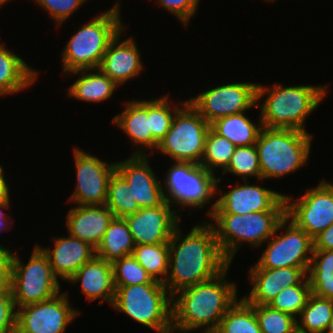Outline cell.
Here are the masks:
<instances>
[{
  "mask_svg": "<svg viewBox=\"0 0 333 333\" xmlns=\"http://www.w3.org/2000/svg\"><path fill=\"white\" fill-rule=\"evenodd\" d=\"M76 188L68 201L76 205H105L108 195V183L116 171L115 162L110 164L74 147Z\"/></svg>",
  "mask_w": 333,
  "mask_h": 333,
  "instance_id": "15",
  "label": "cell"
},
{
  "mask_svg": "<svg viewBox=\"0 0 333 333\" xmlns=\"http://www.w3.org/2000/svg\"><path fill=\"white\" fill-rule=\"evenodd\" d=\"M120 12V4L117 2L71 36L61 56L64 75L99 67L111 41L126 28L122 25Z\"/></svg>",
  "mask_w": 333,
  "mask_h": 333,
  "instance_id": "4",
  "label": "cell"
},
{
  "mask_svg": "<svg viewBox=\"0 0 333 333\" xmlns=\"http://www.w3.org/2000/svg\"><path fill=\"white\" fill-rule=\"evenodd\" d=\"M9 274H0V291L8 284Z\"/></svg>",
  "mask_w": 333,
  "mask_h": 333,
  "instance_id": "47",
  "label": "cell"
},
{
  "mask_svg": "<svg viewBox=\"0 0 333 333\" xmlns=\"http://www.w3.org/2000/svg\"><path fill=\"white\" fill-rule=\"evenodd\" d=\"M115 167L128 183L140 208L159 207L166 201L161 182L152 171L147 155H131L115 162Z\"/></svg>",
  "mask_w": 333,
  "mask_h": 333,
  "instance_id": "18",
  "label": "cell"
},
{
  "mask_svg": "<svg viewBox=\"0 0 333 333\" xmlns=\"http://www.w3.org/2000/svg\"><path fill=\"white\" fill-rule=\"evenodd\" d=\"M87 0H34L37 5L46 10L50 17L57 23L63 24Z\"/></svg>",
  "mask_w": 333,
  "mask_h": 333,
  "instance_id": "40",
  "label": "cell"
},
{
  "mask_svg": "<svg viewBox=\"0 0 333 333\" xmlns=\"http://www.w3.org/2000/svg\"><path fill=\"white\" fill-rule=\"evenodd\" d=\"M89 71V72H88ZM93 71V72H91ZM96 72V73H95ZM81 74L68 89L70 97L86 102H101L109 99L119 87L107 75L103 74L98 68L76 70L66 75Z\"/></svg>",
  "mask_w": 333,
  "mask_h": 333,
  "instance_id": "26",
  "label": "cell"
},
{
  "mask_svg": "<svg viewBox=\"0 0 333 333\" xmlns=\"http://www.w3.org/2000/svg\"><path fill=\"white\" fill-rule=\"evenodd\" d=\"M311 294L309 280L306 276L299 284L284 288L268 305L297 319Z\"/></svg>",
  "mask_w": 333,
  "mask_h": 333,
  "instance_id": "36",
  "label": "cell"
},
{
  "mask_svg": "<svg viewBox=\"0 0 333 333\" xmlns=\"http://www.w3.org/2000/svg\"><path fill=\"white\" fill-rule=\"evenodd\" d=\"M187 101L188 100H184L183 102L178 101V104L176 103L172 106L171 100L170 98H168V95H163V97L148 100V117H150V130L152 132V137L158 143L169 131L176 112L181 108L180 106H183Z\"/></svg>",
  "mask_w": 333,
  "mask_h": 333,
  "instance_id": "35",
  "label": "cell"
},
{
  "mask_svg": "<svg viewBox=\"0 0 333 333\" xmlns=\"http://www.w3.org/2000/svg\"><path fill=\"white\" fill-rule=\"evenodd\" d=\"M283 228L286 231L282 235H278L279 230H283ZM268 240L270 241L260 259L252 268L275 269L310 266L314 251L313 239L287 216L280 221L274 234Z\"/></svg>",
  "mask_w": 333,
  "mask_h": 333,
  "instance_id": "11",
  "label": "cell"
},
{
  "mask_svg": "<svg viewBox=\"0 0 333 333\" xmlns=\"http://www.w3.org/2000/svg\"><path fill=\"white\" fill-rule=\"evenodd\" d=\"M312 294L333 300V250H314L307 271Z\"/></svg>",
  "mask_w": 333,
  "mask_h": 333,
  "instance_id": "29",
  "label": "cell"
},
{
  "mask_svg": "<svg viewBox=\"0 0 333 333\" xmlns=\"http://www.w3.org/2000/svg\"><path fill=\"white\" fill-rule=\"evenodd\" d=\"M114 217L125 218L140 209L128 183L115 171L108 183V195L105 204Z\"/></svg>",
  "mask_w": 333,
  "mask_h": 333,
  "instance_id": "33",
  "label": "cell"
},
{
  "mask_svg": "<svg viewBox=\"0 0 333 333\" xmlns=\"http://www.w3.org/2000/svg\"><path fill=\"white\" fill-rule=\"evenodd\" d=\"M311 140L309 132L262 127L255 143L261 180L279 179L300 170L309 160Z\"/></svg>",
  "mask_w": 333,
  "mask_h": 333,
  "instance_id": "5",
  "label": "cell"
},
{
  "mask_svg": "<svg viewBox=\"0 0 333 333\" xmlns=\"http://www.w3.org/2000/svg\"><path fill=\"white\" fill-rule=\"evenodd\" d=\"M4 169L2 165H0V202L3 200L8 199L10 196V189H9V184L6 182L7 180L5 179L4 175ZM8 184V185H7Z\"/></svg>",
  "mask_w": 333,
  "mask_h": 333,
  "instance_id": "46",
  "label": "cell"
},
{
  "mask_svg": "<svg viewBox=\"0 0 333 333\" xmlns=\"http://www.w3.org/2000/svg\"><path fill=\"white\" fill-rule=\"evenodd\" d=\"M229 264L216 277L185 287L172 295V329L181 333H214L237 301V285L226 280Z\"/></svg>",
  "mask_w": 333,
  "mask_h": 333,
  "instance_id": "2",
  "label": "cell"
},
{
  "mask_svg": "<svg viewBox=\"0 0 333 333\" xmlns=\"http://www.w3.org/2000/svg\"><path fill=\"white\" fill-rule=\"evenodd\" d=\"M80 280L81 291L89 301L100 298L99 306L102 301H106L112 306L115 296L112 263L95 255L81 266L68 282L77 283Z\"/></svg>",
  "mask_w": 333,
  "mask_h": 333,
  "instance_id": "23",
  "label": "cell"
},
{
  "mask_svg": "<svg viewBox=\"0 0 333 333\" xmlns=\"http://www.w3.org/2000/svg\"><path fill=\"white\" fill-rule=\"evenodd\" d=\"M112 268L114 286L160 283L153 280L132 255L114 261Z\"/></svg>",
  "mask_w": 333,
  "mask_h": 333,
  "instance_id": "39",
  "label": "cell"
},
{
  "mask_svg": "<svg viewBox=\"0 0 333 333\" xmlns=\"http://www.w3.org/2000/svg\"><path fill=\"white\" fill-rule=\"evenodd\" d=\"M179 228L169 240L170 272L164 285L171 295L216 277L230 264L219 249L209 221L194 225L185 237Z\"/></svg>",
  "mask_w": 333,
  "mask_h": 333,
  "instance_id": "1",
  "label": "cell"
},
{
  "mask_svg": "<svg viewBox=\"0 0 333 333\" xmlns=\"http://www.w3.org/2000/svg\"><path fill=\"white\" fill-rule=\"evenodd\" d=\"M209 129L210 124L187 101L176 112L169 131L156 151L171 157L174 162L200 164Z\"/></svg>",
  "mask_w": 333,
  "mask_h": 333,
  "instance_id": "10",
  "label": "cell"
},
{
  "mask_svg": "<svg viewBox=\"0 0 333 333\" xmlns=\"http://www.w3.org/2000/svg\"><path fill=\"white\" fill-rule=\"evenodd\" d=\"M53 248L38 245L46 254L55 276L69 279L96 255V249L89 243L68 234L67 237H54Z\"/></svg>",
  "mask_w": 333,
  "mask_h": 333,
  "instance_id": "21",
  "label": "cell"
},
{
  "mask_svg": "<svg viewBox=\"0 0 333 333\" xmlns=\"http://www.w3.org/2000/svg\"><path fill=\"white\" fill-rule=\"evenodd\" d=\"M332 316L333 300L311 294L300 317H297V332L326 333Z\"/></svg>",
  "mask_w": 333,
  "mask_h": 333,
  "instance_id": "30",
  "label": "cell"
},
{
  "mask_svg": "<svg viewBox=\"0 0 333 333\" xmlns=\"http://www.w3.org/2000/svg\"><path fill=\"white\" fill-rule=\"evenodd\" d=\"M221 178L206 170L200 164L174 162L168 169L162 188L165 200L172 206L202 209L218 194ZM166 190V191H165ZM167 193V194H166Z\"/></svg>",
  "mask_w": 333,
  "mask_h": 333,
  "instance_id": "9",
  "label": "cell"
},
{
  "mask_svg": "<svg viewBox=\"0 0 333 333\" xmlns=\"http://www.w3.org/2000/svg\"><path fill=\"white\" fill-rule=\"evenodd\" d=\"M326 333H333V316Z\"/></svg>",
  "mask_w": 333,
  "mask_h": 333,
  "instance_id": "48",
  "label": "cell"
},
{
  "mask_svg": "<svg viewBox=\"0 0 333 333\" xmlns=\"http://www.w3.org/2000/svg\"><path fill=\"white\" fill-rule=\"evenodd\" d=\"M9 2L8 0H0V8L2 5H4L5 3Z\"/></svg>",
  "mask_w": 333,
  "mask_h": 333,
  "instance_id": "49",
  "label": "cell"
},
{
  "mask_svg": "<svg viewBox=\"0 0 333 333\" xmlns=\"http://www.w3.org/2000/svg\"><path fill=\"white\" fill-rule=\"evenodd\" d=\"M171 207L172 205L165 201L159 207L140 208L124 218L135 245L169 243L182 216L176 215L180 208L173 210Z\"/></svg>",
  "mask_w": 333,
  "mask_h": 333,
  "instance_id": "17",
  "label": "cell"
},
{
  "mask_svg": "<svg viewBox=\"0 0 333 333\" xmlns=\"http://www.w3.org/2000/svg\"><path fill=\"white\" fill-rule=\"evenodd\" d=\"M113 123L129 137L136 147L132 155H147V150L155 151L158 142L152 137L150 117H148V100H134L125 103V110L113 118ZM148 148L145 149L144 148ZM144 150V151H143Z\"/></svg>",
  "mask_w": 333,
  "mask_h": 333,
  "instance_id": "24",
  "label": "cell"
},
{
  "mask_svg": "<svg viewBox=\"0 0 333 333\" xmlns=\"http://www.w3.org/2000/svg\"><path fill=\"white\" fill-rule=\"evenodd\" d=\"M132 256L153 280L165 283L169 272V243L136 245Z\"/></svg>",
  "mask_w": 333,
  "mask_h": 333,
  "instance_id": "31",
  "label": "cell"
},
{
  "mask_svg": "<svg viewBox=\"0 0 333 333\" xmlns=\"http://www.w3.org/2000/svg\"><path fill=\"white\" fill-rule=\"evenodd\" d=\"M71 308L68 293L16 309L15 333H64L66 327L79 315Z\"/></svg>",
  "mask_w": 333,
  "mask_h": 333,
  "instance_id": "14",
  "label": "cell"
},
{
  "mask_svg": "<svg viewBox=\"0 0 333 333\" xmlns=\"http://www.w3.org/2000/svg\"><path fill=\"white\" fill-rule=\"evenodd\" d=\"M12 250L0 244V274H9Z\"/></svg>",
  "mask_w": 333,
  "mask_h": 333,
  "instance_id": "44",
  "label": "cell"
},
{
  "mask_svg": "<svg viewBox=\"0 0 333 333\" xmlns=\"http://www.w3.org/2000/svg\"><path fill=\"white\" fill-rule=\"evenodd\" d=\"M226 172L235 174L237 177L241 176L243 180L255 176L261 181L260 163L255 145L235 147L231 161L222 171V175Z\"/></svg>",
  "mask_w": 333,
  "mask_h": 333,
  "instance_id": "38",
  "label": "cell"
},
{
  "mask_svg": "<svg viewBox=\"0 0 333 333\" xmlns=\"http://www.w3.org/2000/svg\"><path fill=\"white\" fill-rule=\"evenodd\" d=\"M314 250H333V223L314 239Z\"/></svg>",
  "mask_w": 333,
  "mask_h": 333,
  "instance_id": "43",
  "label": "cell"
},
{
  "mask_svg": "<svg viewBox=\"0 0 333 333\" xmlns=\"http://www.w3.org/2000/svg\"><path fill=\"white\" fill-rule=\"evenodd\" d=\"M113 308L158 333H172V295L163 283L114 286Z\"/></svg>",
  "mask_w": 333,
  "mask_h": 333,
  "instance_id": "7",
  "label": "cell"
},
{
  "mask_svg": "<svg viewBox=\"0 0 333 333\" xmlns=\"http://www.w3.org/2000/svg\"><path fill=\"white\" fill-rule=\"evenodd\" d=\"M20 57L0 43V97L16 94L37 81L36 69Z\"/></svg>",
  "mask_w": 333,
  "mask_h": 333,
  "instance_id": "25",
  "label": "cell"
},
{
  "mask_svg": "<svg viewBox=\"0 0 333 333\" xmlns=\"http://www.w3.org/2000/svg\"><path fill=\"white\" fill-rule=\"evenodd\" d=\"M165 10L171 12L185 26L196 13L200 0H156Z\"/></svg>",
  "mask_w": 333,
  "mask_h": 333,
  "instance_id": "42",
  "label": "cell"
},
{
  "mask_svg": "<svg viewBox=\"0 0 333 333\" xmlns=\"http://www.w3.org/2000/svg\"><path fill=\"white\" fill-rule=\"evenodd\" d=\"M210 127L220 136L227 138L236 147L255 145L262 129L259 119L256 125L252 123L245 112L218 118Z\"/></svg>",
  "mask_w": 333,
  "mask_h": 333,
  "instance_id": "28",
  "label": "cell"
},
{
  "mask_svg": "<svg viewBox=\"0 0 333 333\" xmlns=\"http://www.w3.org/2000/svg\"><path fill=\"white\" fill-rule=\"evenodd\" d=\"M244 184L235 185L229 192L219 196L208 211V217L212 213H230L245 215L251 212L267 210H286L285 194L275 192L260 185H250L249 181L243 180Z\"/></svg>",
  "mask_w": 333,
  "mask_h": 333,
  "instance_id": "16",
  "label": "cell"
},
{
  "mask_svg": "<svg viewBox=\"0 0 333 333\" xmlns=\"http://www.w3.org/2000/svg\"><path fill=\"white\" fill-rule=\"evenodd\" d=\"M10 197L6 200H3L0 202V231L2 232L3 230L5 231H9L10 228V222L8 219H10V217L8 216L7 213H5L2 208H8L10 206ZM8 226V227H7Z\"/></svg>",
  "mask_w": 333,
  "mask_h": 333,
  "instance_id": "45",
  "label": "cell"
},
{
  "mask_svg": "<svg viewBox=\"0 0 333 333\" xmlns=\"http://www.w3.org/2000/svg\"><path fill=\"white\" fill-rule=\"evenodd\" d=\"M235 145L227 138L218 135L211 127L205 141V150L200 162L206 170L215 174L216 168L224 171L231 161Z\"/></svg>",
  "mask_w": 333,
  "mask_h": 333,
  "instance_id": "34",
  "label": "cell"
},
{
  "mask_svg": "<svg viewBox=\"0 0 333 333\" xmlns=\"http://www.w3.org/2000/svg\"><path fill=\"white\" fill-rule=\"evenodd\" d=\"M16 307L8 284L0 291V333H15Z\"/></svg>",
  "mask_w": 333,
  "mask_h": 333,
  "instance_id": "41",
  "label": "cell"
},
{
  "mask_svg": "<svg viewBox=\"0 0 333 333\" xmlns=\"http://www.w3.org/2000/svg\"><path fill=\"white\" fill-rule=\"evenodd\" d=\"M286 216L312 239L333 223V184L325 179L296 201L285 195Z\"/></svg>",
  "mask_w": 333,
  "mask_h": 333,
  "instance_id": "13",
  "label": "cell"
},
{
  "mask_svg": "<svg viewBox=\"0 0 333 333\" xmlns=\"http://www.w3.org/2000/svg\"><path fill=\"white\" fill-rule=\"evenodd\" d=\"M46 254L35 245L24 265L15 252L11 254L8 286L15 307L49 300L60 293V283Z\"/></svg>",
  "mask_w": 333,
  "mask_h": 333,
  "instance_id": "8",
  "label": "cell"
},
{
  "mask_svg": "<svg viewBox=\"0 0 333 333\" xmlns=\"http://www.w3.org/2000/svg\"><path fill=\"white\" fill-rule=\"evenodd\" d=\"M124 30L111 41L98 67L118 86L138 76L144 67L134 37L120 40Z\"/></svg>",
  "mask_w": 333,
  "mask_h": 333,
  "instance_id": "20",
  "label": "cell"
},
{
  "mask_svg": "<svg viewBox=\"0 0 333 333\" xmlns=\"http://www.w3.org/2000/svg\"><path fill=\"white\" fill-rule=\"evenodd\" d=\"M135 242L124 218L114 217L104 234L103 240L96 248V256L106 262L132 255Z\"/></svg>",
  "mask_w": 333,
  "mask_h": 333,
  "instance_id": "27",
  "label": "cell"
},
{
  "mask_svg": "<svg viewBox=\"0 0 333 333\" xmlns=\"http://www.w3.org/2000/svg\"><path fill=\"white\" fill-rule=\"evenodd\" d=\"M286 210H267L248 214L212 213L210 223L213 227L219 249L231 264L233 256L241 244L260 247L274 234Z\"/></svg>",
  "mask_w": 333,
  "mask_h": 333,
  "instance_id": "6",
  "label": "cell"
},
{
  "mask_svg": "<svg viewBox=\"0 0 333 333\" xmlns=\"http://www.w3.org/2000/svg\"><path fill=\"white\" fill-rule=\"evenodd\" d=\"M257 84L250 82L228 83L207 89L189 103L209 123L221 117L239 114L257 107Z\"/></svg>",
  "mask_w": 333,
  "mask_h": 333,
  "instance_id": "12",
  "label": "cell"
},
{
  "mask_svg": "<svg viewBox=\"0 0 333 333\" xmlns=\"http://www.w3.org/2000/svg\"><path fill=\"white\" fill-rule=\"evenodd\" d=\"M214 333H262L253 306L243 297L228 309Z\"/></svg>",
  "mask_w": 333,
  "mask_h": 333,
  "instance_id": "32",
  "label": "cell"
},
{
  "mask_svg": "<svg viewBox=\"0 0 333 333\" xmlns=\"http://www.w3.org/2000/svg\"><path fill=\"white\" fill-rule=\"evenodd\" d=\"M253 306L262 333H297V319L269 305Z\"/></svg>",
  "mask_w": 333,
  "mask_h": 333,
  "instance_id": "37",
  "label": "cell"
},
{
  "mask_svg": "<svg viewBox=\"0 0 333 333\" xmlns=\"http://www.w3.org/2000/svg\"><path fill=\"white\" fill-rule=\"evenodd\" d=\"M268 87L257 84V107L260 108L262 126L308 132L304 128L305 120L324 100L328 86L283 87L275 83L272 88ZM265 95L266 99L259 104Z\"/></svg>",
  "mask_w": 333,
  "mask_h": 333,
  "instance_id": "3",
  "label": "cell"
},
{
  "mask_svg": "<svg viewBox=\"0 0 333 333\" xmlns=\"http://www.w3.org/2000/svg\"><path fill=\"white\" fill-rule=\"evenodd\" d=\"M114 215L106 205H77L66 216L68 234L89 243L100 245Z\"/></svg>",
  "mask_w": 333,
  "mask_h": 333,
  "instance_id": "22",
  "label": "cell"
},
{
  "mask_svg": "<svg viewBox=\"0 0 333 333\" xmlns=\"http://www.w3.org/2000/svg\"><path fill=\"white\" fill-rule=\"evenodd\" d=\"M309 267L251 268L252 289L243 298L249 304L268 305L284 288L299 284L307 276Z\"/></svg>",
  "mask_w": 333,
  "mask_h": 333,
  "instance_id": "19",
  "label": "cell"
}]
</instances>
